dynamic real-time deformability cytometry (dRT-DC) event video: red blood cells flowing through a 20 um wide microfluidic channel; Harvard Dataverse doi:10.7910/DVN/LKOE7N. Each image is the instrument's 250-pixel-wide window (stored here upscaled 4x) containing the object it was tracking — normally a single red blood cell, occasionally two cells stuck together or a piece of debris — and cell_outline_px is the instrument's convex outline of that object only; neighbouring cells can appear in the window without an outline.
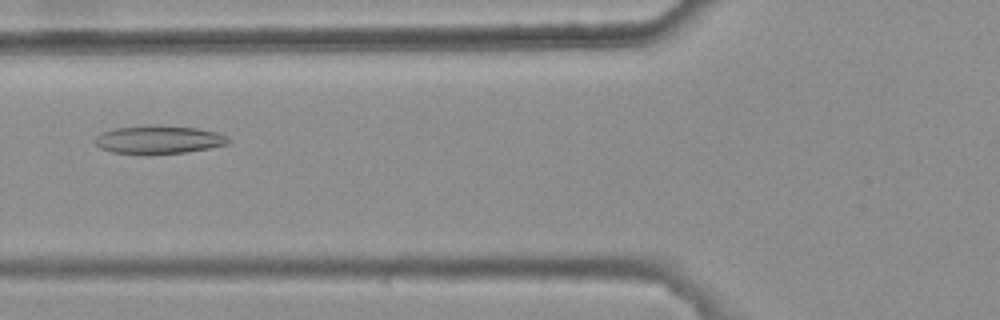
{"species": "common noctule bat (a hibernating species)", "species_latin": "Nyctalus noctula", "temperature_condition": "warm", "stored_images_in_passage": 5, "camera_frame_rate_fps": 3000, "um_per_image_px": 0.085, "animal": {"sex": "female", "body_mass_g": 25.1}, "frame": {"image": 1, "passage_image": 3, "time_ms": 0.667, "image_size_px": [1000, 320], "cell_outline_px": [[232, 140], [228, 144], [188, 152], [112, 152], [100, 148], [96, 144], [96, 136], [100, 132], [116, 128], [152, 124], [156, 124], [196, 128], [216, 132], [228, 136]], "centroid_in_image_um": [13.53, 11.83], "position_along_channel_um": 112.3, "area_um2": 21.5}}
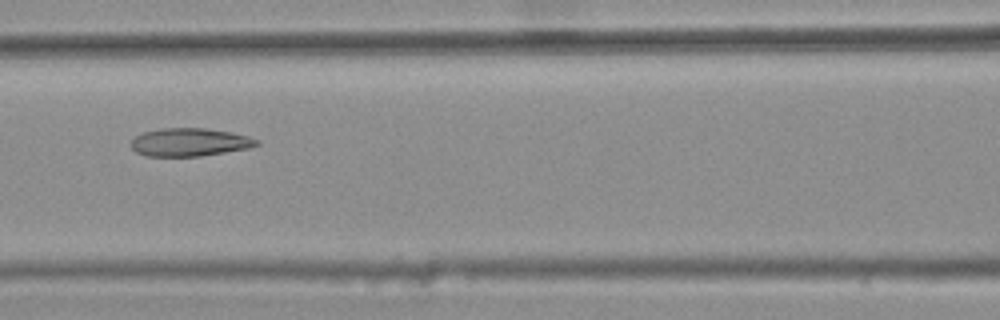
{"frame": {"image": 2, "passage_image": 4, "time_ms": 1.0, "image_size_px": [1000, 320], "cell_outline_px": [[260, 144], [252, 148], [200, 156], [148, 156], [136, 152], [128, 144], [136, 136], [144, 132], [160, 128], [204, 128], [232, 132], [248, 136], [260, 140]], "centroid_in_image_um": [16.15, 12.08], "position_along_channel_um": 150.4, "area_um2": 20.75}}
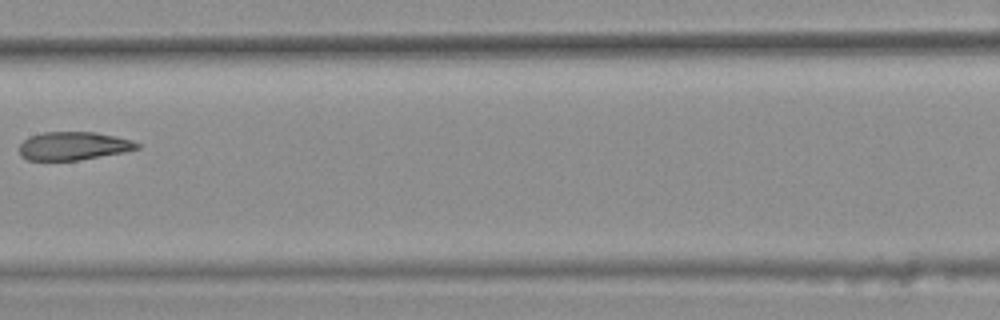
{"frame": {"image": 3, "passage_image": 5, "time_ms": 1.333, "image_size_px": [1000, 320], "cell_outline_px": [[140, 148], [124, 152], [80, 160], [28, 160], [20, 156], [20, 144], [28, 136], [44, 132], [96, 132], [132, 140], [140, 144]], "centroid_in_image_um": [6.24, 12.4], "position_along_channel_um": 201.2, "area_um2": 19.42}}